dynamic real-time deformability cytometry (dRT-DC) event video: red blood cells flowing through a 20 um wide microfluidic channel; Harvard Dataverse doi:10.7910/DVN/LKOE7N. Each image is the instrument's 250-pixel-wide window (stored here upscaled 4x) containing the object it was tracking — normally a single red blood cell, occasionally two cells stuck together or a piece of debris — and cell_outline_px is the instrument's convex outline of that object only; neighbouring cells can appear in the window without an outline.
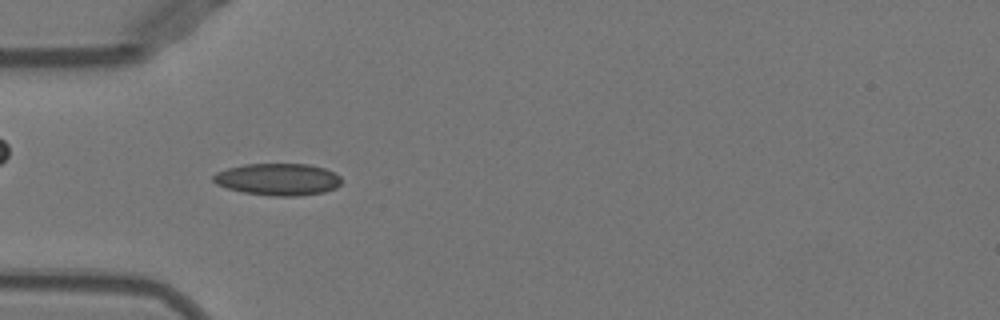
{"species": "Egyptian fruit bat (a non-hibernating species)", "species_latin": "Rousettus aegyptiacus", "temperature_condition": "warm", "stored_images_in_passage": 18, "camera_frame_rate_fps": 3000, "um_per_image_px": 0.085, "animal": {"sex": "female"}, "frame": {"image": 1, "passage_image": 5, "time_ms": 1.333, "image_size_px": [1000, 320], "cell_outline_px": [[340, 184], [336, 188], [324, 192], [296, 196], [276, 196], [244, 192], [228, 188], [216, 184], [212, 180], [212, 176], [216, 172], [228, 168], [244, 164], [308, 164], [324, 168], [340, 176]], "centroid_in_image_um": [23.61, 15.24], "position_along_channel_um": 61.4, "area_um2": 23.76}}
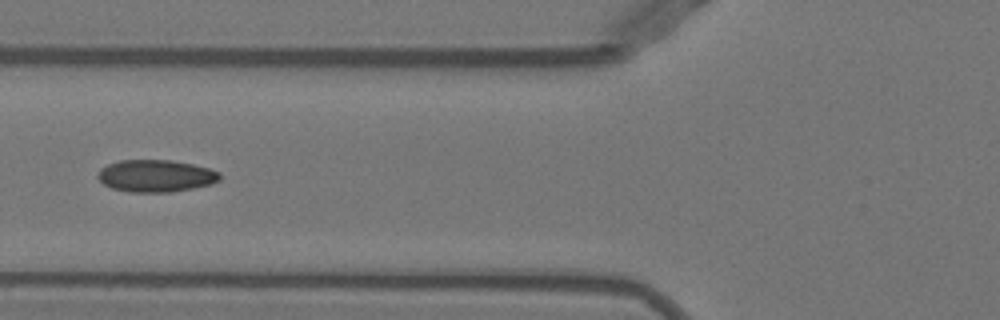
{"frame": {"image": 2, "passage_image": 9, "time_ms": 2.667, "image_size_px": [1000, 320], "cell_outline_px": [[220, 180], [208, 184], [192, 188], [172, 192], [128, 192], [112, 188], [104, 184], [96, 176], [100, 168], [108, 164], [120, 160], [172, 160], [192, 164], [208, 168], [220, 172]], "centroid_in_image_um": [13.21, 14.94], "position_along_channel_um": 112.6, "area_um2": 22.83}}
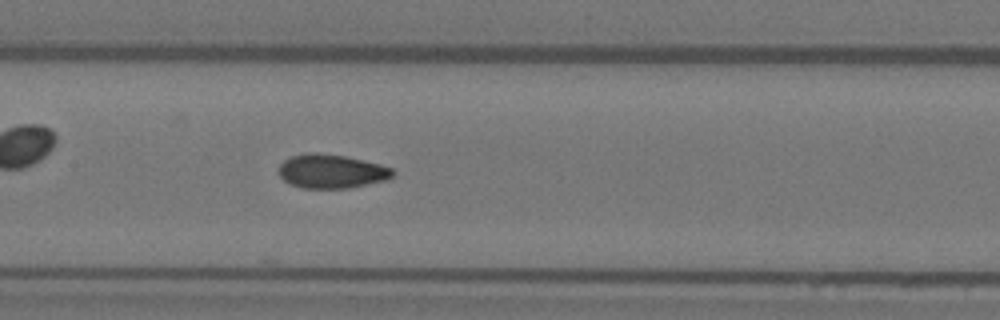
{"frame": {"image": 3, "passage_image": 14, "time_ms": 4.333, "image_size_px": [1000, 320], "cell_outline_px": [[396, 176], [388, 180], [348, 188], [304, 188], [292, 184], [284, 180], [280, 176], [280, 164], [284, 160], [292, 156], [308, 152], [316, 152], [344, 156], [380, 164], [392, 168], [396, 172]], "centroid_in_image_um": [28.23, 14.56], "position_along_channel_um": 179.2, "area_um2": 22.54}}